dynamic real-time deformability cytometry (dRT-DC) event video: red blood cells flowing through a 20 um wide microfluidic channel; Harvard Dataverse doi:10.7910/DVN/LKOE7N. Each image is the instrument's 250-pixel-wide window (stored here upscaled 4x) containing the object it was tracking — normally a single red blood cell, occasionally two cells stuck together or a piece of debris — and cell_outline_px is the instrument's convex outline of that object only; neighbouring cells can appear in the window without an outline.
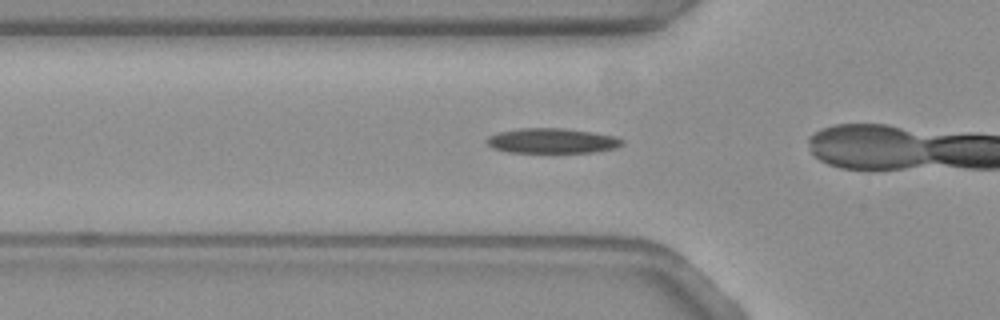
{"species": "common noctule bat (a hibernating species)", "species_latin": "Nyctalus noctula", "temperature_condition": "warm", "stored_images_in_passage": 5, "camera_frame_rate_fps": 3000, "um_per_image_px": 0.085, "animal": {"sex": "female", "body_mass_g": 19.3, "forearm_length_mm": 54.1}, "frame": {"image": 1, "passage_image": 3, "time_ms": 0.667, "image_size_px": [1000, 320], "cell_outline_px": [[624, 144], [612, 148], [592, 152], [508, 152], [492, 148], [484, 140], [488, 136], [500, 132], [520, 128], [564, 128], [592, 132], [612, 136], [624, 140]], "centroid_in_image_um": [46.87, 11.96], "position_along_channel_um": 78.9, "area_um2": 19.54}}